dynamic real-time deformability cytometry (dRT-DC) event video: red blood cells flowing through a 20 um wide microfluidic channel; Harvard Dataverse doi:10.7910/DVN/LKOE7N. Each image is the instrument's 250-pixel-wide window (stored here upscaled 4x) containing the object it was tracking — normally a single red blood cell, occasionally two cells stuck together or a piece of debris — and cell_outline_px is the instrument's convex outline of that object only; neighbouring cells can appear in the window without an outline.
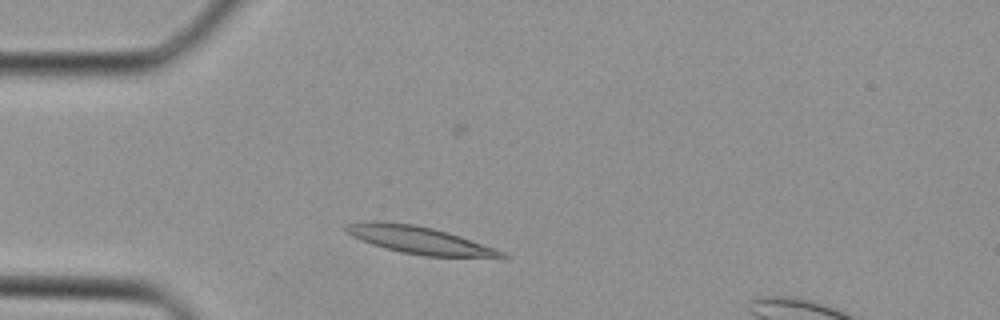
{"species": "Egyptian fruit bat (a non-hibernating species)", "species_latin": "Rousettus aegyptiacus", "temperature_condition": "cold", "stored_images_in_passage": 31, "camera_frame_rate_fps": 3000, "um_per_image_px": 0.085, "animal": {"sex": "female"}, "frame": {"image": 1, "passage_image": 1, "time_ms": 0.0, "image_size_px": [1000, 320], "cell_outline_px": [[508, 256], [504, 260], [424, 256], [400, 252], [384, 248], [360, 240], [344, 232], [344, 224], [376, 220], [380, 220], [416, 224], [448, 232], [496, 248], [504, 252]], "centroid_in_image_um": [35.76, 20.44], "position_along_channel_um": 49.2, "area_um2": 25.95}}
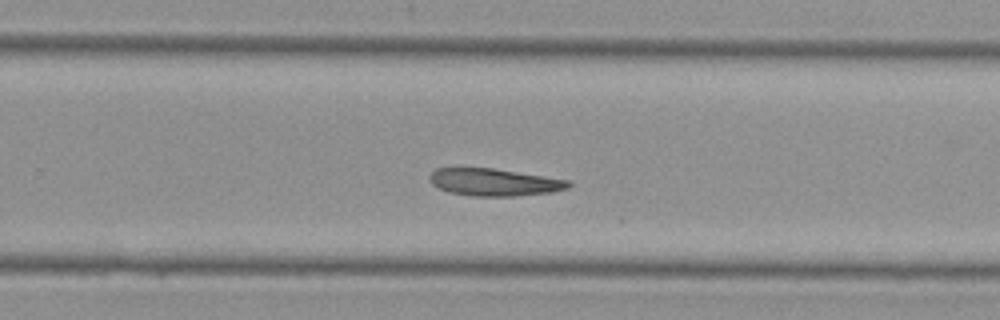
{"frame": {"image": 2, "passage_image": 16, "time_ms": 5.0, "image_size_px": [1000, 320], "cell_outline_px": [[572, 184], [568, 188], [552, 192], [516, 196], [472, 196], [448, 192], [436, 188], [432, 184], [428, 176], [436, 168], [492, 168], [572, 180]], "centroid_in_image_um": [42.02, 15.49], "position_along_channel_um": 287.8, "area_um2": 22.31}}
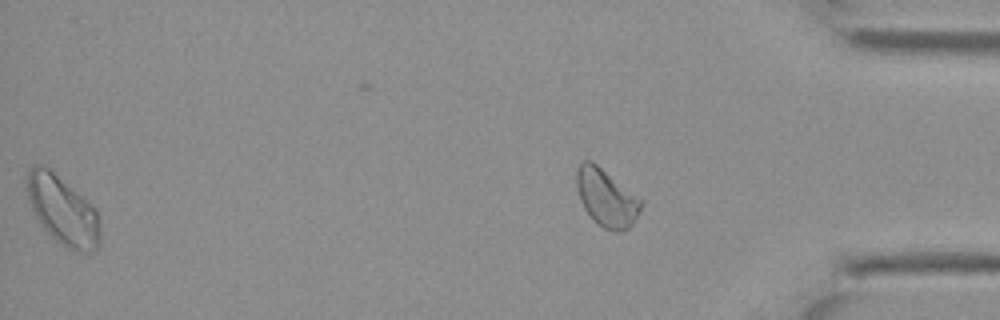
{"frame": {"image": 3, "passage_image": 30, "time_ms": 9.667, "image_size_px": [1000, 320], "cell_outline_px": [[100, 248], [96, 252], [80, 252], [68, 248], [60, 244], [40, 224], [32, 208], [28, 196], [24, 176], [36, 164], [40, 164], [48, 168], [96, 208], [100, 220]], "centroid_in_image_um": [5.36, 17.92], "position_along_channel_um": 429.8, "area_um2": 29.3}}